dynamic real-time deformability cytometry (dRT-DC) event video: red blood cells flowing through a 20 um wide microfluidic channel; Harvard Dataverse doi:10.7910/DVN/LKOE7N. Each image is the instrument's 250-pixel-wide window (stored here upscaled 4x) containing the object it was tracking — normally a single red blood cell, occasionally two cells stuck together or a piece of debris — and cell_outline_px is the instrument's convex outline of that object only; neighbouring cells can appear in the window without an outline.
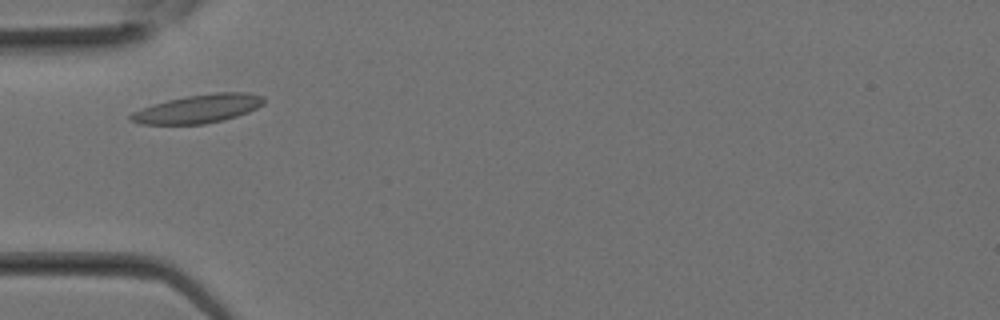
{"species": "Egyptian fruit bat (a non-hibernating species)", "species_latin": "Rousettus aegyptiacus", "temperature_condition": "room temperature", "stored_images_in_passage": 6, "camera_frame_rate_fps": 3000, "um_per_image_px": 0.085, "animal": {"sex": "female"}, "frame": {"image": 1, "passage_image": 3, "time_ms": 0.667, "image_size_px": [1000, 320], "cell_outline_px": [[264, 104], [248, 112], [224, 120], [204, 124], [140, 124], [128, 120], [128, 116], [132, 112], [168, 100], [184, 96], [216, 92], [248, 92], [264, 96]], "centroid_in_image_um": [16.87, 9.24], "position_along_channel_um": 68.1, "area_um2": 22.08}}
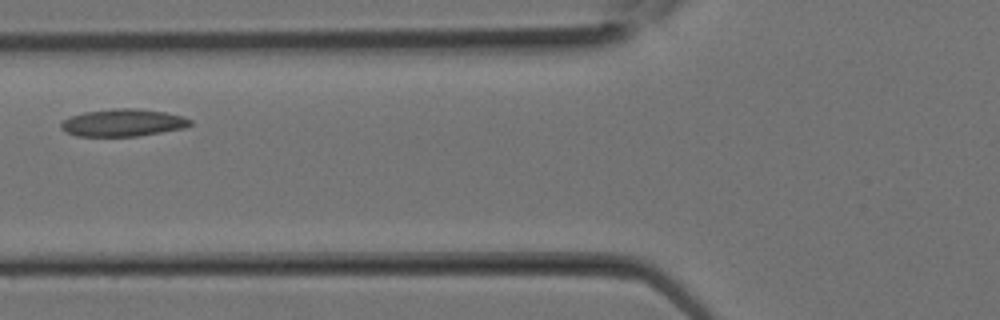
{"frame": {"image": 2, "passage_image": 5, "time_ms": 1.333, "image_size_px": [1000, 320], "cell_outline_px": [[192, 124], [184, 128], [136, 136], [76, 136], [60, 128], [60, 124], [64, 120], [72, 116], [84, 112], [112, 108], [136, 108], [164, 112], [184, 116], [192, 120]], "centroid_in_image_um": [10.47, 10.42], "position_along_channel_um": 115.3, "area_um2": 20.52}}